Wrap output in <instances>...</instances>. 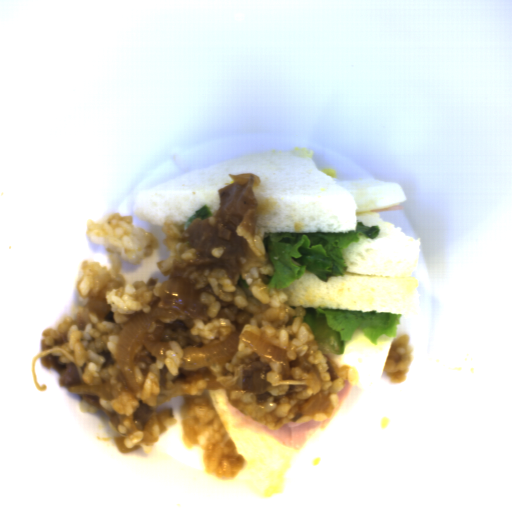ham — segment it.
I'll list each match as a JSON object with an SVG mask.
<instances>
[{
  "mask_svg": "<svg viewBox=\"0 0 512 512\" xmlns=\"http://www.w3.org/2000/svg\"><path fill=\"white\" fill-rule=\"evenodd\" d=\"M353 384L342 385L337 395V406L327 420L313 422H287L278 428H269L255 421L233 405L228 399L225 402L233 417V428L238 430H250L269 436L287 448L300 449L308 444L314 434L319 430L327 428L334 419L339 409L351 393Z\"/></svg>",
  "mask_w": 512,
  "mask_h": 512,
  "instance_id": "ham-1",
  "label": "ham"
},
{
  "mask_svg": "<svg viewBox=\"0 0 512 512\" xmlns=\"http://www.w3.org/2000/svg\"><path fill=\"white\" fill-rule=\"evenodd\" d=\"M403 206L402 205H393V206H389V207H385V208H380V209H376V210H371L372 213H376V212H396V211H399V210H403Z\"/></svg>",
  "mask_w": 512,
  "mask_h": 512,
  "instance_id": "ham-2",
  "label": "ham"
}]
</instances>
